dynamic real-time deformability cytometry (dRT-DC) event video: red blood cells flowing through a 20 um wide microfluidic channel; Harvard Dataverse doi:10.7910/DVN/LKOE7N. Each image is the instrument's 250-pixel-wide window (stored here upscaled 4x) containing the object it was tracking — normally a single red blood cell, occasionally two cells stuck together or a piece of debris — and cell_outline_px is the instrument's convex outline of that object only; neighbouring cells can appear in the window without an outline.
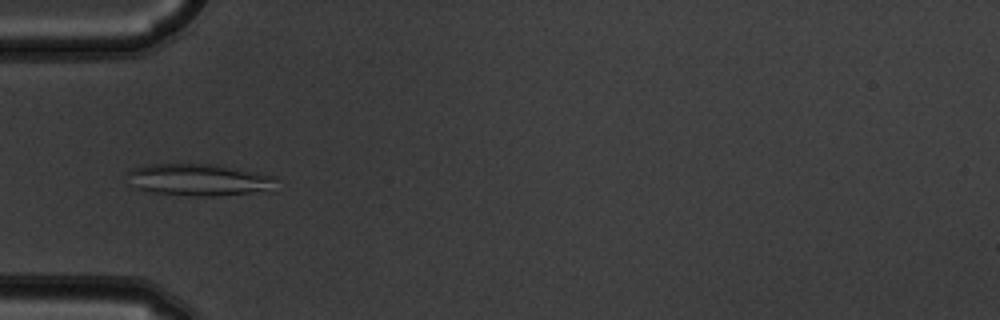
{"species": "common noctule bat (a hibernating species)", "species_latin": "Nyctalus noctula", "temperature_condition": "warm", "stored_images_in_passage": 7, "camera_frame_rate_fps": 3000, "um_per_image_px": 0.085, "animal": {"sex": "male", "body_mass_g": 19.5, "forearm_length_mm": 54.6}, "frame": {"image": 1, "passage_image": 6, "time_ms": 1.667, "image_size_px": [1000, 320], "cell_outline_px": [[276, 192], [212, 196], [192, 196], [152, 192], [132, 188], [124, 172], [132, 168], [148, 164], [216, 164], [276, 176]], "centroid_in_image_um": [16.95, 15.3], "position_along_channel_um": 68.1, "area_um2": 28.67}}